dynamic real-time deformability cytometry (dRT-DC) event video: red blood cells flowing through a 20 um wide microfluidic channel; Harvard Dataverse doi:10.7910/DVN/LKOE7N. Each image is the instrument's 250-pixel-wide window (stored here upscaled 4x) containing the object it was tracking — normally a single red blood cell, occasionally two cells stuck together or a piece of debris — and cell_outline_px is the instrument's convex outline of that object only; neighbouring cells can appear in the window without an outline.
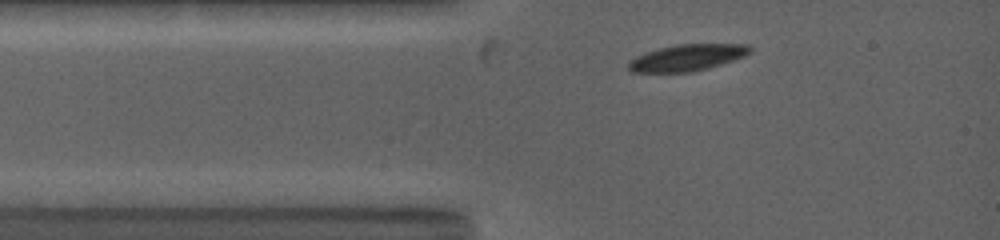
{"species": "common noctule bat (a hibernating species)", "species_latin": "Nyctalus noctula", "temperature_condition": "warm", "stored_images_in_passage": 20, "camera_frame_rate_fps": 5000, "um_per_image_px": 0.085, "animal": {"sex": "female", "body_mass_g": 19.0, "forearm_length_mm": 53.3}, "frame": {"image": 1, "passage_image": 2, "time_ms": 0.4, "image_size_px": [1000, 240], "cell_outline_px": [[752, 52], [744, 56], [708, 68], [692, 72], [632, 72], [628, 68], [628, 60], [636, 56], [660, 48], [676, 44], [748, 44], [752, 48]], "centroid_in_image_um": [58.41, 4.89], "position_along_channel_um": 26.6, "area_um2": 18.67}}
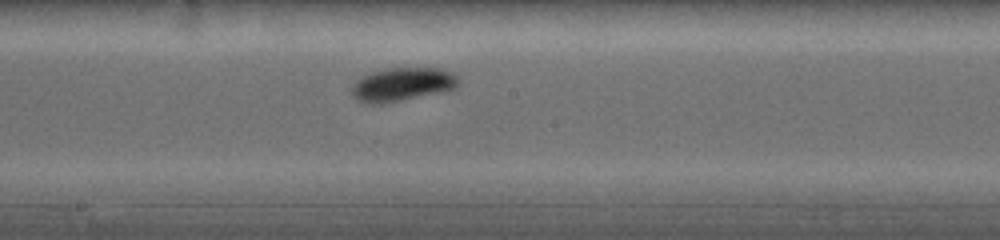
{"frame": {"image": 2, "passage_image": 11, "time_ms": 5.4, "image_size_px": [1000, 240], "cell_outline_px": [[460, 84], [456, 88], [444, 92], [380, 104], [364, 104], [356, 100], [352, 96], [352, 84], [364, 76], [372, 72], [388, 68], [440, 68], [452, 72], [460, 80]], "centroid_in_image_um": [34.22, 7.19], "position_along_channel_um": 214.0, "area_um2": 21.04}}
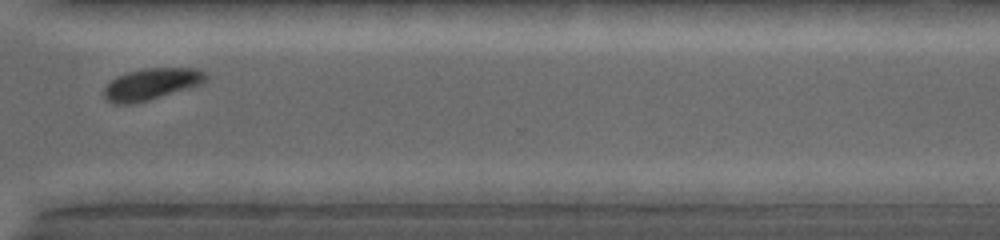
{"frame": {"image": 3, "passage_image": 18, "time_ms": 9.0, "image_size_px": [1000, 240], "cell_outline_px": [[208, 80], [200, 84], [188, 88], [148, 100], [128, 104], [116, 104], [108, 100], [104, 96], [104, 88], [116, 76], [128, 72], [144, 68], [196, 68], [208, 72]], "centroid_in_image_um": [12.91, 7.12], "position_along_channel_um": 357.7, "area_um2": 18.61}, "authors_computed_cell_mechanics": {"area_um2": 19.941, "velocity_mm_per_s": 3.9795, "shape_relaxation_time_tau1_ms": 1.7266, "shape_relaxation_time_tau2_ms": null, "deformation_change_tau1": 0.0978, "deformation_change_tau2": null}}